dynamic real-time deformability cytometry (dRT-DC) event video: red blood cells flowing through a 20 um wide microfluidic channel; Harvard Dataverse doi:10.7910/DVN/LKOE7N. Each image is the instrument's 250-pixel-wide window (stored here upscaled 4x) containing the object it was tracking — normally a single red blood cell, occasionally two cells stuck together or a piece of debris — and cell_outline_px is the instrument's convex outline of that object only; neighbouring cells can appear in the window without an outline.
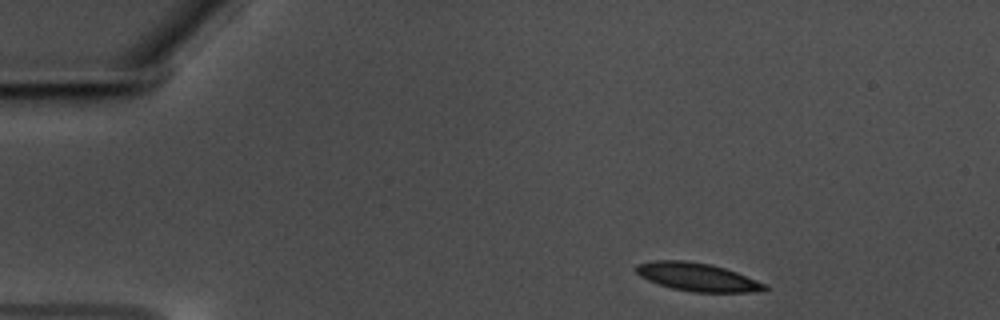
{"species": "common noctule bat (a hibernating species)", "species_latin": "Nyctalus noctula", "temperature_condition": "warm", "stored_images_in_passage": 50, "camera_frame_rate_fps": 3000, "um_per_image_px": 0.085, "animal": {"sex": "male", "body_mass_g": 17.5, "forearm_length_mm": 52.3}, "frame": {"image": 1, "passage_image": 1, "time_ms": 0.0, "image_size_px": [1000, 320], "cell_outline_px": [[768, 288], [748, 292], [692, 292], [672, 288], [648, 280], [640, 276], [636, 272], [636, 264], [652, 260], [684, 260], [708, 264], [724, 268], [736, 272], [768, 284]], "centroid_in_image_um": [59.24, 23.54], "position_along_channel_um": 25.8, "area_um2": 20.92}}
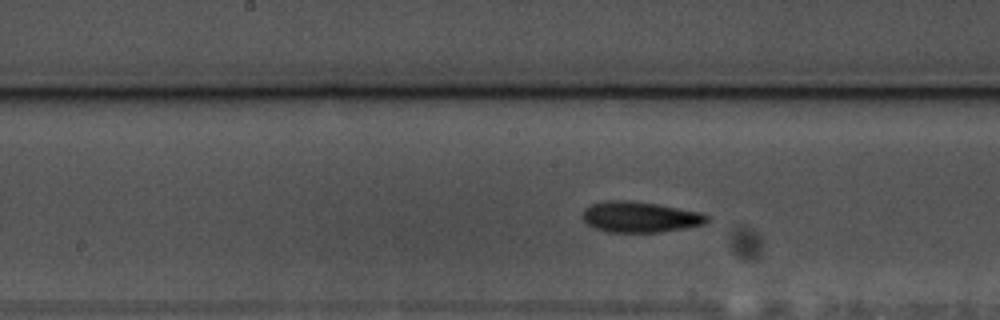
{"frame": {"image": 2, "passage_image": 22, "time_ms": 7.0, "image_size_px": [1000, 320], "cell_outline_px": [[708, 220], [704, 224], [684, 228], [660, 232], [608, 232], [592, 228], [584, 220], [584, 208], [592, 204], [608, 200], [632, 200], [656, 204], [700, 212], [708, 216]], "centroid_in_image_um": [54.38, 18.44], "position_along_channel_um": 193.8, "area_um2": 22.2}}
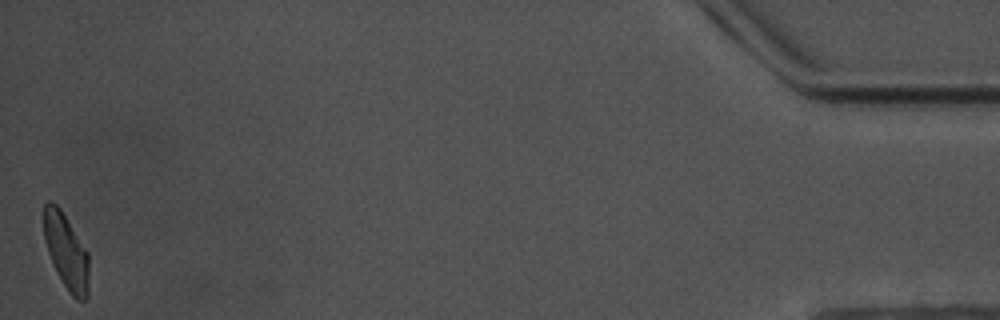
{"frame": {"image": 3, "passage_image": 50, "time_ms": 16.333, "image_size_px": [1000, 320], "cell_outline_px": [[88, 300], [76, 300], [72, 296], [56, 272], [48, 252], [44, 240], [44, 204], [48, 200], [52, 200], [60, 208], [88, 252]], "centroid_in_image_um": [5.63, 21.38], "position_along_channel_um": 429.6, "area_um2": 19.77}, "authors_computed_cell_mechanics": {"area_um2": 21.3282, "velocity_mm_per_s": 3.5103, "shape_relaxation_time_tau1_ms": 5.5493, "shape_relaxation_time_tau2_ms": 3.7933, "deformation_change_tau1": 0.1319, "deformation_change_tau2": 0.1056}}